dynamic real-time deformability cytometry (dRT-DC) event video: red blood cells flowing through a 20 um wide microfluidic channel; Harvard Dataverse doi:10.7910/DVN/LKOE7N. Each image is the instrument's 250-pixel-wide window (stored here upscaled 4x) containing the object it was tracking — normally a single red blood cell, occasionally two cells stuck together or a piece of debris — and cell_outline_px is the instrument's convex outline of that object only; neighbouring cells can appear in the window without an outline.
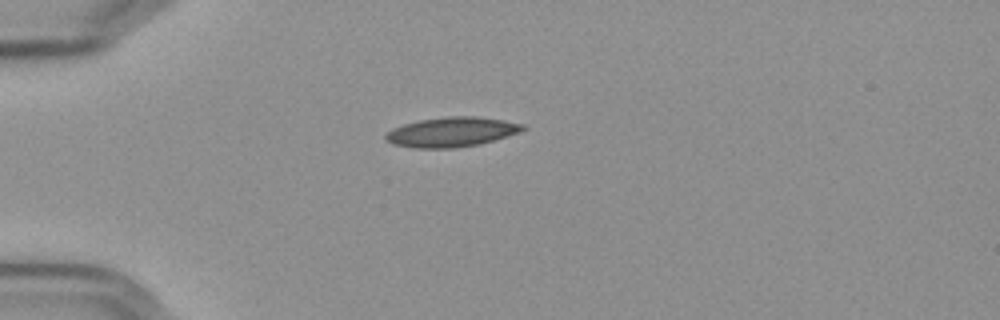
{"species": "Egyptian fruit bat (a non-hibernating species)", "species_latin": "Rousettus aegyptiacus", "temperature_condition": "cold", "stored_images_in_passage": 36, "camera_frame_rate_fps": 3000, "um_per_image_px": 0.085, "frame": {"image": 1, "passage_image": 1, "time_ms": 0.0, "image_size_px": [1000, 320], "cell_outline_px": [[528, 128], [520, 132], [508, 136], [480, 144], [452, 148], [416, 148], [392, 144], [384, 140], [384, 136], [392, 128], [404, 124], [420, 120], [448, 116], [476, 116], [504, 120], [528, 124]], "centroid_in_image_um": [38.43, 11.21], "position_along_channel_um": 46.6, "area_um2": 23.99}}
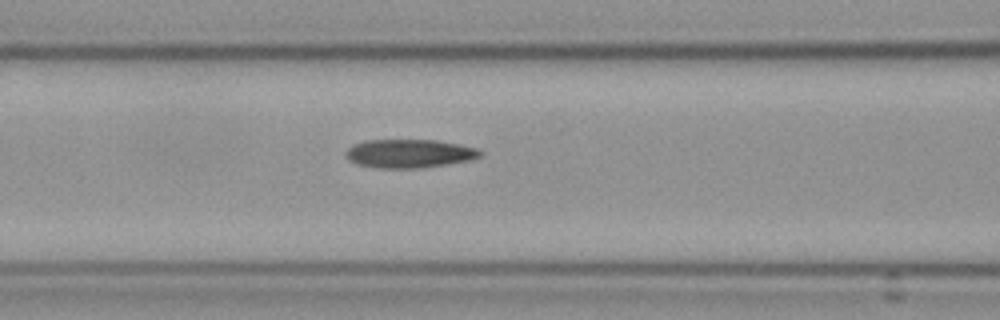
{"frame": {"image": 2, "passage_image": 10, "time_ms": 3.0, "image_size_px": [1000, 320], "cell_outline_px": [[484, 152], [480, 156], [468, 160], [420, 168], [380, 168], [356, 164], [348, 160], [344, 156], [344, 152], [352, 144], [364, 140], [436, 140], [460, 144], [476, 148]], "centroid_in_image_um": [34.73, 13.04], "position_along_channel_um": 131.9, "area_um2": 22.43}}
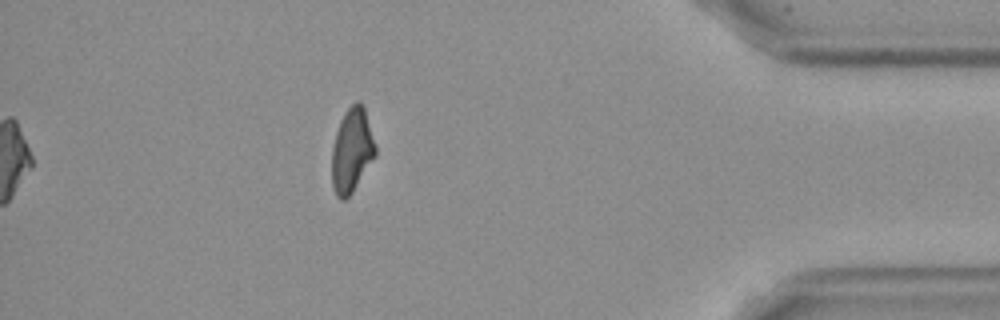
{"frame": {"image": 3, "passage_image": 36, "time_ms": 11.667, "image_size_px": [1000, 320], "cell_outline_px": [[376, 156], [352, 192], [344, 200], [340, 200], [336, 196], [332, 184], [332, 148], [336, 132], [340, 120], [344, 112], [356, 100], [360, 100], [364, 104], [376, 144]], "centroid_in_image_um": [29.92, 12.74], "position_along_channel_um": 405.3, "area_um2": 21.68}, "authors_computed_cell_mechanics": {"area_um2": 22.1374, "velocity_mm_per_s": 3.6048, "shape_relaxation_time_tau1_ms": null, "shape_relaxation_time_tau2_ms": 4.8652, "deformation_change_tau1": null, "deformation_change_tau2": 0.1298}}